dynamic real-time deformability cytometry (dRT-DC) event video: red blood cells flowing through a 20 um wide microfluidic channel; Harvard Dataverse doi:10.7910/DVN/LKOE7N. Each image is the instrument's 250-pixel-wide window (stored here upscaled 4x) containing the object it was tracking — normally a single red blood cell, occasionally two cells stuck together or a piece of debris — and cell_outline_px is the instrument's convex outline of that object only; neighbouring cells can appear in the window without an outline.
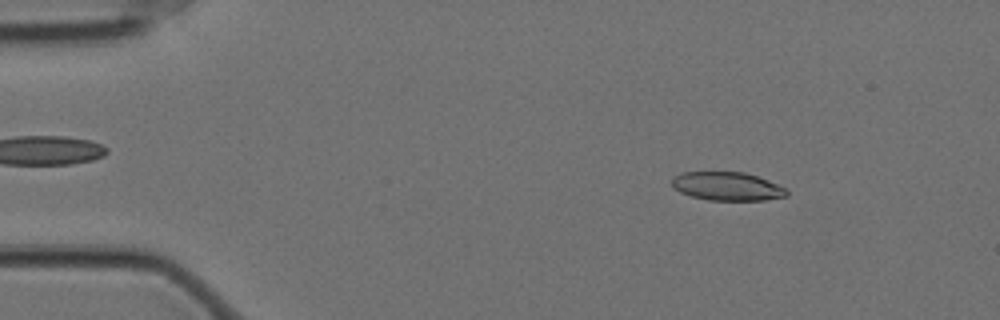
{"species": "Egyptian fruit bat (a non-hibernating species)", "species_latin": "Rousettus aegyptiacus", "temperature_condition": "cold", "stored_images_in_passage": 57, "camera_frame_rate_fps": 3000, "um_per_image_px": 0.085, "animal": {"sex": "female"}, "frame": {"image": 1, "passage_image": 7, "time_ms": 2.0, "image_size_px": [1000, 320], "cell_outline_px": [[788, 196], [764, 200], [708, 200], [692, 196], [680, 192], [672, 184], [672, 180], [680, 172], [744, 172], [768, 180], [788, 188]], "centroid_in_image_um": [61.86, 15.83], "position_along_channel_um": 23.1, "area_um2": 19.02}}
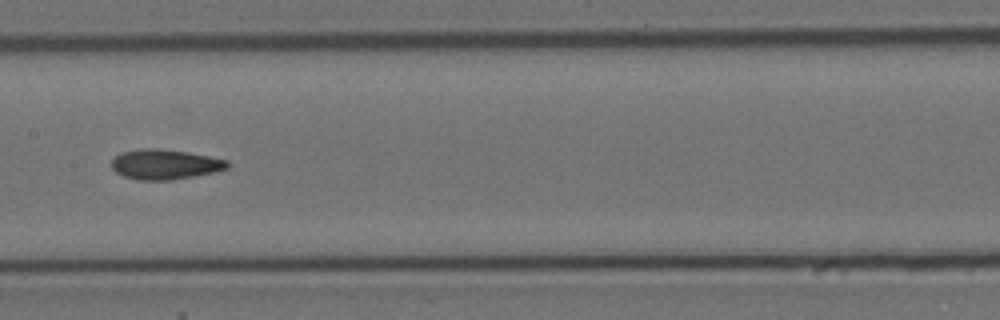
{"frame": {"image": 2, "passage_image": 28, "time_ms": 9.0, "image_size_px": [1000, 320], "cell_outline_px": [[228, 168], [216, 172], [172, 180], [136, 180], [124, 176], [116, 172], [112, 168], [112, 160], [120, 152], [144, 148], [160, 148], [188, 152], [228, 160]], "centroid_in_image_um": [14.02, 13.97], "position_along_channel_um": 193.4, "area_um2": 20.35}}
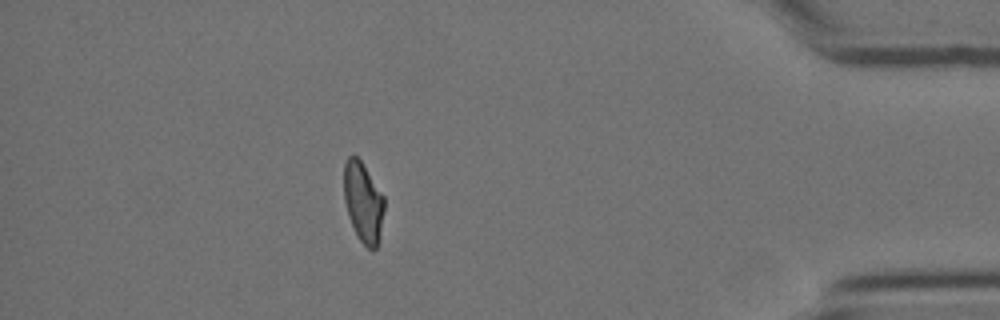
{"frame": {"image": 3, "passage_image": 50, "time_ms": 16.333, "image_size_px": [1000, 320], "cell_outline_px": [[384, 208], [376, 248], [368, 248], [360, 240], [348, 216], [344, 200], [344, 160], [348, 156], [356, 156], [360, 160], [384, 196]], "centroid_in_image_um": [30.84, 17.13], "position_along_channel_um": 404.4, "area_um2": 18.38}, "authors_computed_cell_mechanics": {"area_um2": 20.0566, "velocity_mm_per_s": 3.5003, "shape_relaxation_time_tau1_ms": null, "shape_relaxation_time_tau2_ms": 2.6439, "deformation_change_tau1": null, "deformation_change_tau2": 0.0965}}